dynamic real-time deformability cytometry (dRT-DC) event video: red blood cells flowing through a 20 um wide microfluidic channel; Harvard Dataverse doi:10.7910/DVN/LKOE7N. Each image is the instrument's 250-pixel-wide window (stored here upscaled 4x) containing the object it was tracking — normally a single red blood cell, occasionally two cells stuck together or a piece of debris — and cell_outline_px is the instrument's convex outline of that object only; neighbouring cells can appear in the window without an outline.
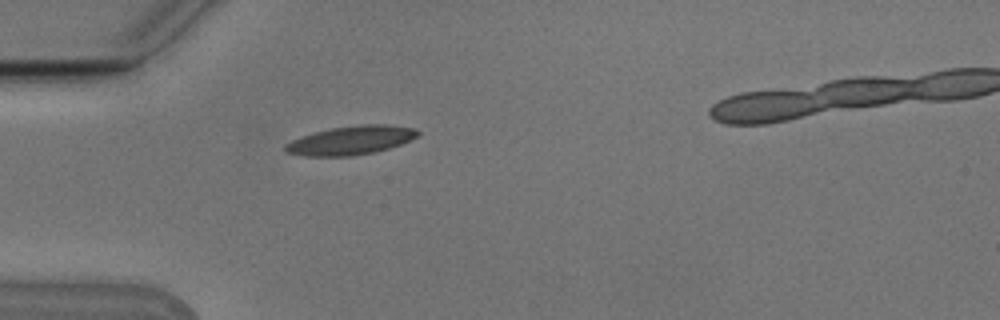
{"species": "Egyptian fruit bat (a non-hibernating species)", "species_latin": "Rousettus aegyptiacus", "temperature_condition": "cold", "stored_images_in_passage": 4, "camera_frame_rate_fps": 3000, "um_per_image_px": 0.085, "animal": {"sex": "male"}, "frame": {"image": 1, "passage_image": 1, "time_ms": 0.0, "image_size_px": [1000, 320], "cell_outline_px": [[420, 132], [412, 140], [388, 148], [372, 152], [352, 156], [304, 156], [288, 152], [284, 148], [284, 144], [292, 140], [316, 132], [332, 128], [364, 124], [388, 124], [416, 128]], "centroid_in_image_um": [29.86, 11.92], "position_along_channel_um": 55.1, "area_um2": 21.96}}